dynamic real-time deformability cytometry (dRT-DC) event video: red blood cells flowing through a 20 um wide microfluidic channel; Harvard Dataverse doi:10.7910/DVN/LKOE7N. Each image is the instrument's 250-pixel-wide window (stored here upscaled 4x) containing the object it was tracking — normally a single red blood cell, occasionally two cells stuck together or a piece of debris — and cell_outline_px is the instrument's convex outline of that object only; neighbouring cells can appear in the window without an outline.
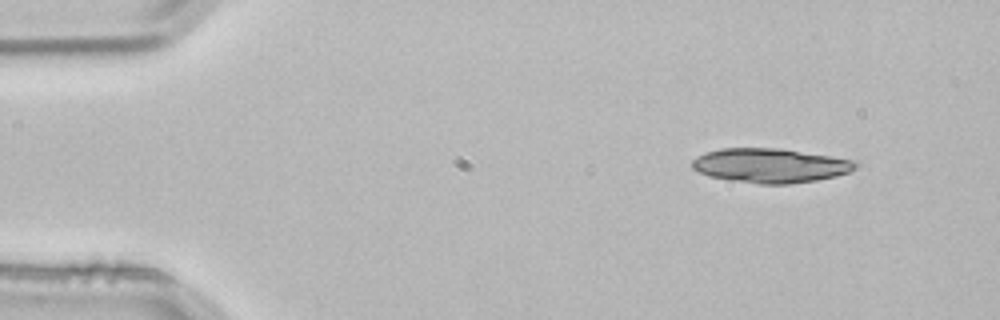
{"species": "common noctule bat (a hibernating species)", "species_latin": "Nyctalus noctula", "temperature_condition": "room temperature", "stored_images_in_passage": 3, "camera_frame_rate_fps": 3000, "um_per_image_px": 0.085, "animal": {"sex": "male", "body_mass_g": 21.5, "forearm_length_mm": 52.0}, "frame": {"image": 1, "passage_image": 3, "time_ms": 0.667, "image_size_px": [1000, 320], "cell_outline_px": [[860, 164], [856, 168], [848, 172], [836, 176], [816, 180], [792, 184], [760, 184], [732, 180], [708, 176], [692, 168], [692, 160], [696, 156], [704, 152], [720, 148], [780, 148], [832, 156], [856, 160]], "centroid_in_image_um": [65.49, 14.06], "position_along_channel_um": 19.5, "area_um2": 32.95}}